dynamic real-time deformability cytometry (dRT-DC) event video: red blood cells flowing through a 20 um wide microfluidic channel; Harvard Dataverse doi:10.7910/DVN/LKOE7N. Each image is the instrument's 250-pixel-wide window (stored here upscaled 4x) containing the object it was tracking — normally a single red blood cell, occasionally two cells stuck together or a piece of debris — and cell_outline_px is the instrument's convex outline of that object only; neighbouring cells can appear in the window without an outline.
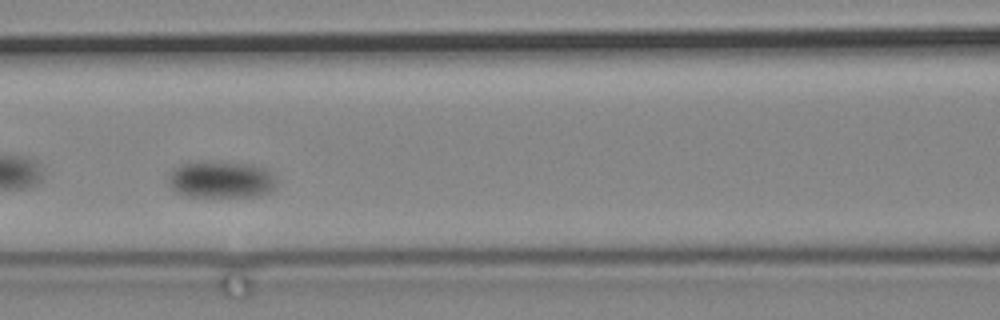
{"species": "common noctule bat (a hibernating species)", "species_latin": "Nyctalus noctula", "temperature_condition": "cold", "stored_images_in_passage": 47, "camera_frame_rate_fps": 3000, "um_per_image_px": 0.085, "animal": {"sex": "male", "body_mass_g": 19.2, "forearm_length_mm": 51.8}, "frame": {"image": 1, "passage_image": 12, "time_ms": 3.667, "image_size_px": [1000, 320], "cell_outline_px": [[276, 188], [272, 192], [260, 196], [188, 196], [176, 192], [168, 184], [168, 172], [172, 168], [180, 164], [196, 160], [204, 160], [252, 164], [264, 168], [276, 180]], "centroid_in_image_um": [18.75, 15.24], "position_along_channel_um": 147.9, "area_um2": 23.81}}
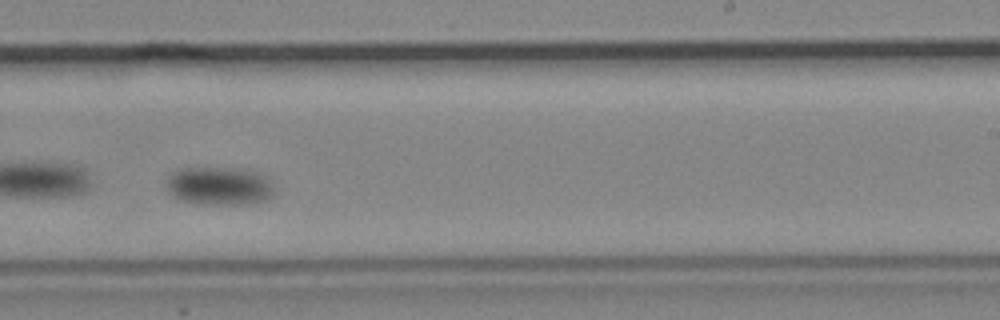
{"frame": {"image": 2, "passage_image": 27, "time_ms": 8.667, "image_size_px": [1000, 320], "cell_outline_px": [[276, 192], [268, 200], [240, 204], [200, 204], [176, 200], [164, 188], [168, 176], [176, 168], [232, 168], [260, 172], [272, 184]], "centroid_in_image_um": [18.58, 15.81], "position_along_channel_um": 270.4, "area_um2": 24.57}}
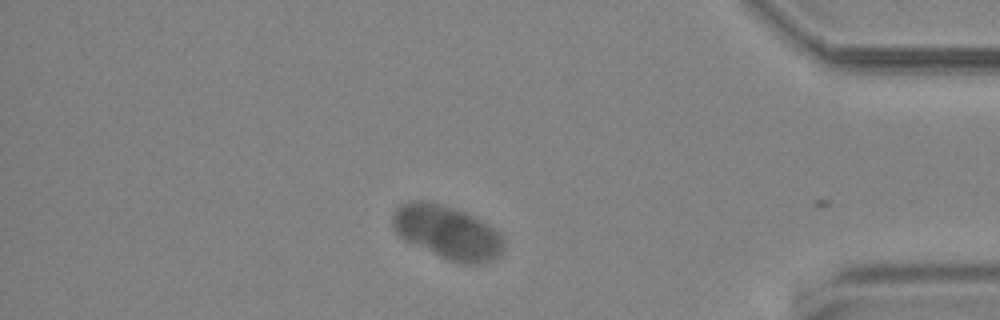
{"frame": {"image": 3, "passage_image": 46, "time_ms": 15.0, "image_size_px": [1000, 320], "cell_outline_px": [[504, 248], [492, 260], [476, 264], [460, 264], [448, 260], [404, 240], [392, 228], [392, 212], [400, 204], [412, 200], [432, 200], [444, 204], [464, 212], [488, 224], [504, 240]], "centroid_in_image_um": [37.96, 19.72], "position_along_channel_um": 397.2, "area_um2": 34.68}}